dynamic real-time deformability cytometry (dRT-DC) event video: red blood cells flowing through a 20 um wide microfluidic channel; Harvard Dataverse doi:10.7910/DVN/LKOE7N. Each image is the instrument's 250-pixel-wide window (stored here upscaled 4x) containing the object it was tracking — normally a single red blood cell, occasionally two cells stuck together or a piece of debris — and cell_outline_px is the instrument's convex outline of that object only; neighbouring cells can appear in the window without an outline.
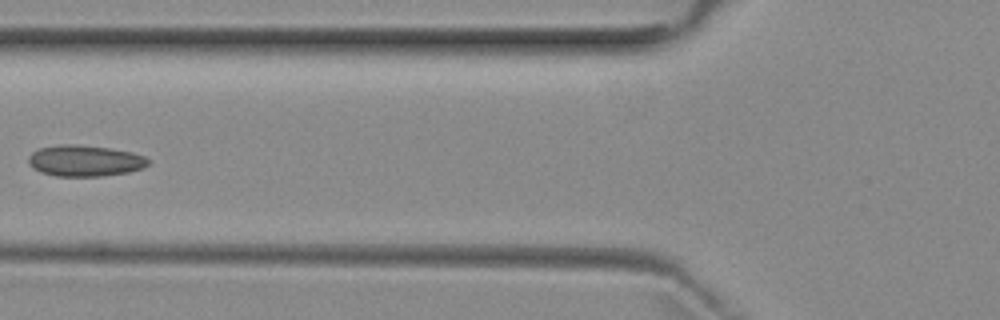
{"species": "common noctule bat (a hibernating species)", "species_latin": "Nyctalus noctula", "temperature_condition": "room temperature", "stored_images_in_passage": 4, "camera_frame_rate_fps": 3000, "um_per_image_px": 0.085, "animal": {"sex": "female", "body_mass_g": 29.2, "forearm_length_mm": 56.3}, "frame": {"image": 1, "passage_image": 4, "time_ms": 4.333, "image_size_px": [1000, 320], "cell_outline_px": [[152, 160], [144, 168], [128, 172], [100, 176], [56, 176], [40, 172], [32, 168], [28, 164], [28, 156], [32, 152], [40, 148], [60, 144], [76, 144], [108, 148], [132, 152], [144, 156]], "centroid_in_image_um": [7.21, 13.66], "position_along_channel_um": 118.6, "area_um2": 21.91}}